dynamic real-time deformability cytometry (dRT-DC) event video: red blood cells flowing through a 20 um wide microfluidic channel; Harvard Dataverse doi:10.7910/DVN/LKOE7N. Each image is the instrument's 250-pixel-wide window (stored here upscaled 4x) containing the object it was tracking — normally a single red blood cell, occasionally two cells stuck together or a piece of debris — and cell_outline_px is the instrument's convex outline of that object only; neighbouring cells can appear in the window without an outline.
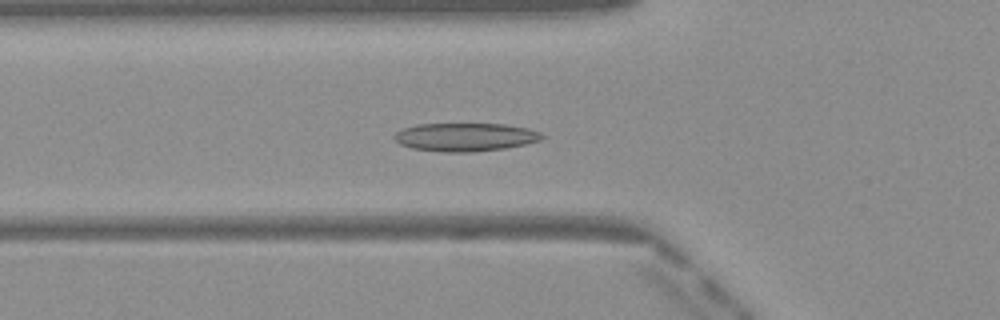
{"species": "Egyptian fruit bat (a non-hibernating species)", "species_latin": "Rousettus aegyptiacus", "temperature_condition": "warm", "stored_images_in_passage": 46, "camera_frame_rate_fps": 3000, "um_per_image_px": 0.085, "frame": {"image": 1, "passage_image": 14, "time_ms": 4.333, "image_size_px": [1000, 320], "cell_outline_px": [[544, 136], [540, 140], [524, 144], [504, 148], [472, 152], [444, 152], [412, 148], [400, 144], [392, 136], [396, 132], [404, 128], [416, 124], [508, 124], [528, 128], [540, 132]], "centroid_in_image_um": [39.54, 11.64], "position_along_channel_um": 86.3, "area_um2": 24.28}}
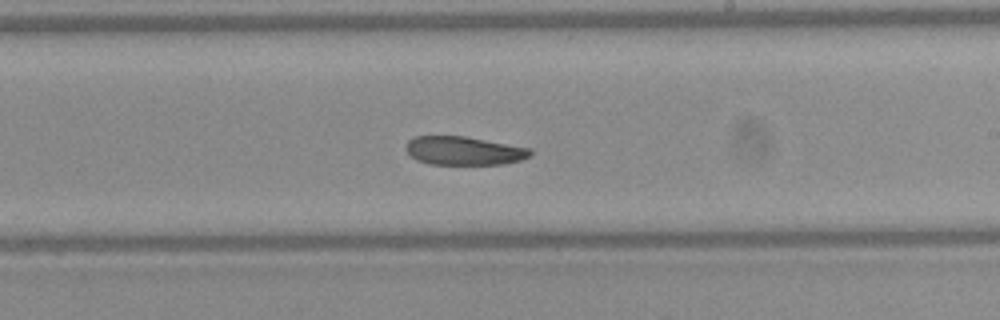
{"frame": {"image": 2, "passage_image": 26, "time_ms": 8.333, "image_size_px": [1000, 320], "cell_outline_px": [[532, 152], [528, 156], [520, 160], [504, 164], [428, 164], [416, 160], [404, 148], [404, 144], [412, 136], [464, 136], [532, 148]], "centroid_in_image_um": [39.39, 12.8], "position_along_channel_um": 249.6, "area_um2": 20.81}}
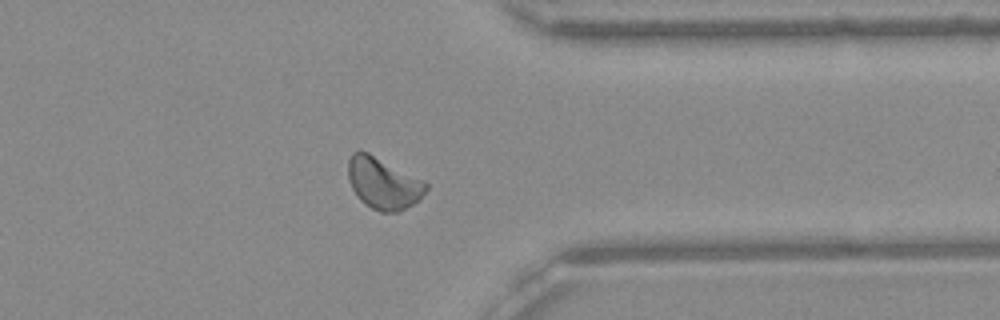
{"frame": {"image": 3, "passage_image": 36, "time_ms": 11.667, "image_size_px": [1000, 320], "cell_outline_px": [[428, 188], [420, 200], [396, 212], [380, 212], [364, 204], [356, 196], [352, 188], [348, 176], [348, 160], [352, 152], [368, 152], [428, 184]], "centroid_in_image_um": [32.55, 15.6], "position_along_channel_um": 378.8, "area_um2": 22.95}, "authors_computed_cell_mechanics": {"area_um2": 22.8021, "velocity_mm_per_s": 4.0665, "shape_relaxation_time_tau1_ms": 7.9223, "shape_relaxation_time_tau2_ms": null, "deformation_change_tau1": 0.1435, "deformation_change_tau2": null}}